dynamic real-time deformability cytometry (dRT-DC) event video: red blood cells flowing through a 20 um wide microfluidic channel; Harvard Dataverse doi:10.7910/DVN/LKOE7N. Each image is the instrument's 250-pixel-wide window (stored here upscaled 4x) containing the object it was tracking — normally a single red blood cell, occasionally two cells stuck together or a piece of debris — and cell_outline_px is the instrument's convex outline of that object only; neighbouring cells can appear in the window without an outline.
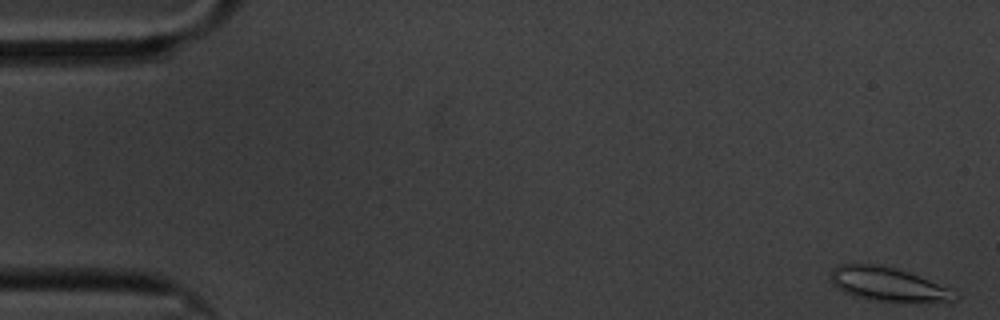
{"species": "common noctule bat (a hibernating species)", "species_latin": "Nyctalus noctula", "temperature_condition": "cold", "stored_images_in_passage": 59, "camera_frame_rate_fps": 3000, "um_per_image_px": 0.085, "animal": {"sex": "male", "body_mass_g": 20.1, "forearm_length_mm": 53.5}, "frame": {"image": 1, "passage_image": 1, "time_ms": 0.0, "image_size_px": [1000, 320], "cell_outline_px": [[960, 296], [956, 300], [872, 300], [856, 296], [844, 292], [836, 288], [832, 284], [832, 268], [840, 264], [880, 264], [908, 272], [948, 288]], "centroid_in_image_um": [75.39, 24.12], "position_along_channel_um": 9.6, "area_um2": 23.52}}
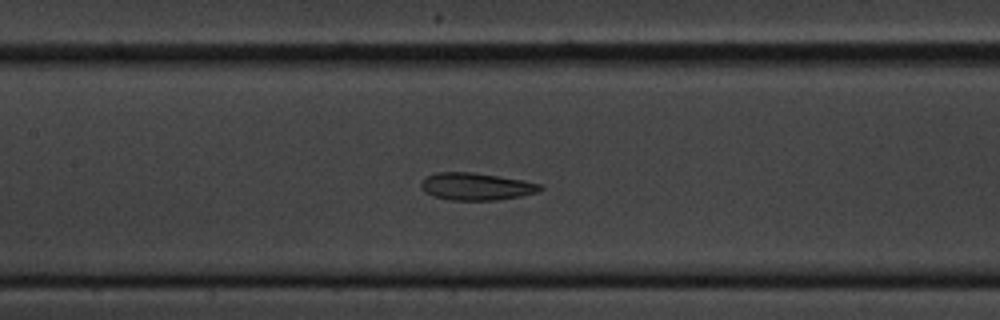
{"frame": {"image": 2, "passage_image": 27, "time_ms": 8.667, "image_size_px": [1000, 320], "cell_outline_px": [[544, 188], [540, 192], [520, 196], [496, 200], [452, 200], [432, 196], [424, 192], [420, 188], [420, 184], [428, 176], [436, 172], [472, 172], [524, 180], [544, 184]], "centroid_in_image_um": [40.52, 15.85], "position_along_channel_um": 166.9, "area_um2": 19.13}}
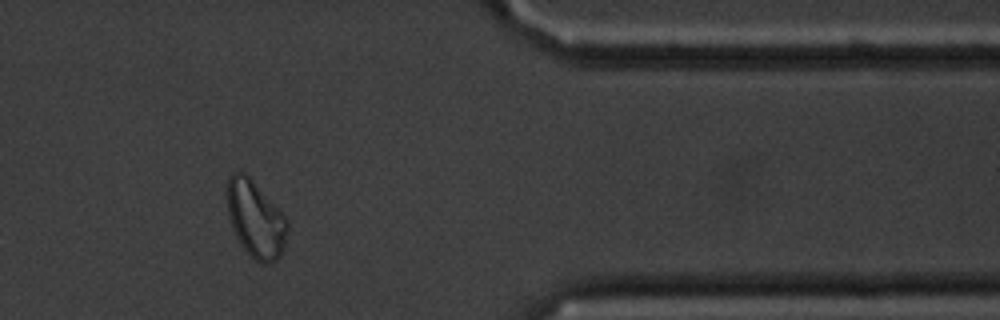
{"frame": {"image": 3, "passage_image": 49, "time_ms": 16.0, "image_size_px": [1000, 320], "cell_outline_px": [[288, 232], [284, 248], [280, 256], [272, 264], [260, 264], [244, 248], [236, 236], [228, 212], [228, 176], [232, 172], [244, 172], [248, 176], [288, 220]], "centroid_in_image_um": [21.75, 18.67], "position_along_channel_um": 389.6, "area_um2": 26.47}, "authors_computed_cell_mechanics": {"area_um2": 21.1548, "velocity_mm_per_s": 3.3237, "shape_relaxation_time_tau1_ms": 6.2878, "shape_relaxation_time_tau2_ms": 3.8268, "deformation_change_tau1": 0.1349, "deformation_change_tau2": 0.1087}}